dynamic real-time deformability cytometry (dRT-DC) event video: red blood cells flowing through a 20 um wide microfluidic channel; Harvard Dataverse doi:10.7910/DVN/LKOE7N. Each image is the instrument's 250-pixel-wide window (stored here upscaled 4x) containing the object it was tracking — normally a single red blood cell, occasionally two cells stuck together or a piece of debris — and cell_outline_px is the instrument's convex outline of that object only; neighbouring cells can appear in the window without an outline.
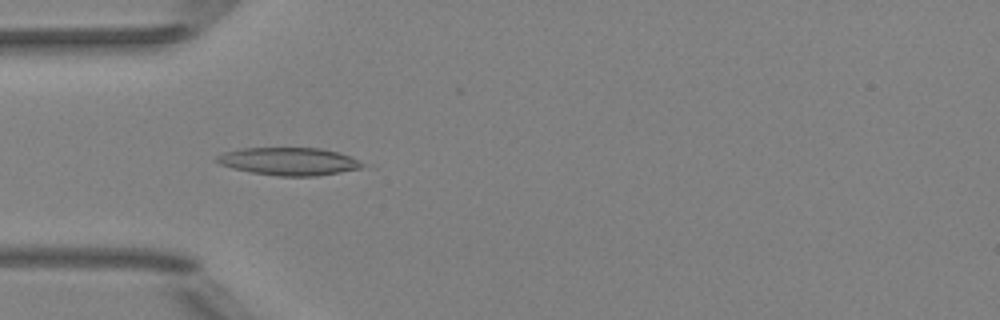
{"species": "Egyptian fruit bat (a non-hibernating species)", "species_latin": "Rousettus aegyptiacus", "temperature_condition": "room temperature", "stored_images_in_passage": 51, "camera_frame_rate_fps": 3000, "um_per_image_px": 0.085, "animal": {"sex": "female"}, "frame": {"image": 1, "passage_image": 16, "time_ms": 5.0, "image_size_px": [1000, 320], "cell_outline_px": [[364, 164], [360, 168], [340, 172], [316, 176], [280, 176], [252, 172], [232, 168], [220, 164], [216, 160], [216, 156], [224, 152], [240, 148], [320, 148], [340, 152]], "centroid_in_image_um": [24.52, 13.71], "position_along_channel_um": 60.5, "area_um2": 23.29}}
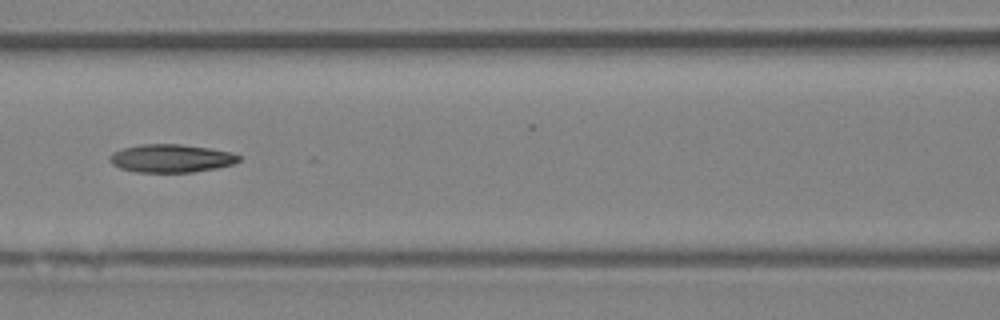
{"frame": {"image": 2, "passage_image": 23, "time_ms": 7.333, "image_size_px": [1000, 320], "cell_outline_px": [[240, 160], [232, 164], [216, 168], [192, 172], [136, 172], [120, 168], [112, 164], [108, 160], [108, 156], [112, 152], [124, 148], [140, 144], [180, 144], [208, 148], [232, 152], [240, 156]], "centroid_in_image_um": [14.51, 13.46], "position_along_channel_um": 152.1, "area_um2": 21.15}}
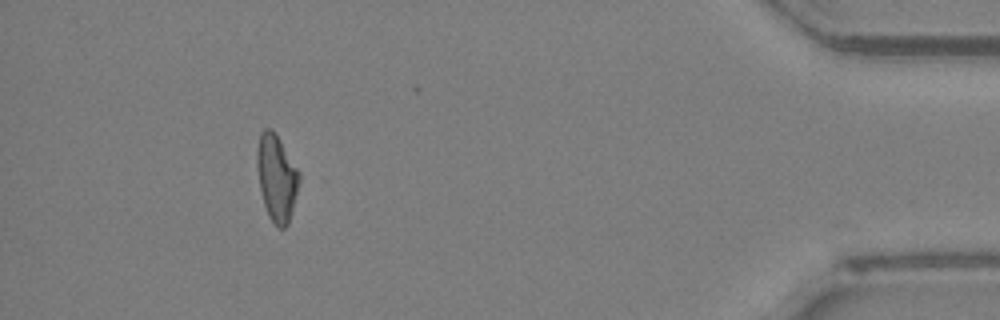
{"frame": {"image": 3, "passage_image": 47, "time_ms": 15.333, "image_size_px": [1000, 320], "cell_outline_px": [[300, 180], [288, 224], [284, 228], [276, 228], [268, 216], [264, 204], [260, 188], [256, 164], [256, 152], [260, 132], [264, 128], [272, 128], [276, 132], [300, 172]], "centroid_in_image_um": [23.5, 15.08], "position_along_channel_um": 411.7, "area_um2": 21.5}, "authors_computed_cell_mechanics": {"area_um2": 21.2704, "velocity_mm_per_s": 4.0195, "shape_relaxation_time_tau1_ms": null, "shape_relaxation_time_tau2_ms": 6.29, "deformation_change_tau1": null, "deformation_change_tau2": 0.1572}}